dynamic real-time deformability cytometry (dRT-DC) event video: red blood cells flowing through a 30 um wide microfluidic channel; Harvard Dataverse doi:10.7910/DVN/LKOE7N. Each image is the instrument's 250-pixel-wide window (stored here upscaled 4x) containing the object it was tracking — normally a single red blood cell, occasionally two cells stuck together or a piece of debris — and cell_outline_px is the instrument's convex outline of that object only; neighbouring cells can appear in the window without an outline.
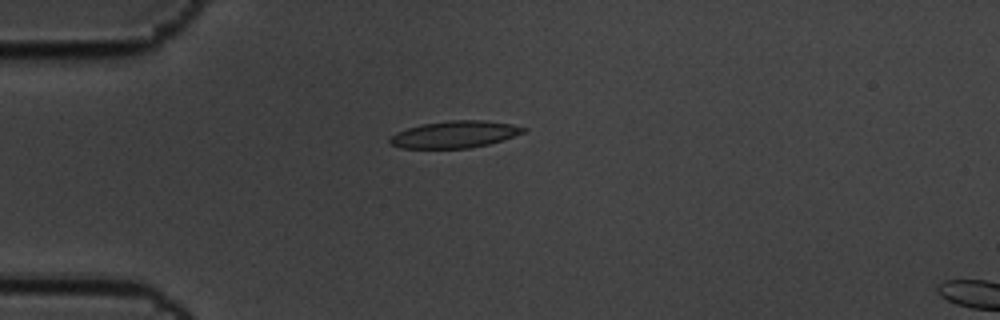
{"species": "common noctule bat (a hibernating species)", "species_latin": "Nyctalus noctula", "temperature_condition": "cold", "stored_images_in_passage": 2, "camera_frame_rate_fps": 3000, "um_per_image_px": 0.085, "animal": {"sex": "male", "body_mass_g": 19.5, "forearm_length_mm": 54.6}, "frame": {"image": 1, "passage_image": 1, "time_ms": 0.0, "image_size_px": [1000, 320], "cell_outline_px": [[528, 128], [524, 132], [504, 140], [488, 144], [468, 148], [400, 148], [388, 144], [388, 140], [396, 132], [408, 128], [424, 124], [452, 120], [484, 120], [512, 124]], "centroid_in_image_um": [38.65, 11.43], "position_along_channel_um": 46.3, "area_um2": 20.92}}